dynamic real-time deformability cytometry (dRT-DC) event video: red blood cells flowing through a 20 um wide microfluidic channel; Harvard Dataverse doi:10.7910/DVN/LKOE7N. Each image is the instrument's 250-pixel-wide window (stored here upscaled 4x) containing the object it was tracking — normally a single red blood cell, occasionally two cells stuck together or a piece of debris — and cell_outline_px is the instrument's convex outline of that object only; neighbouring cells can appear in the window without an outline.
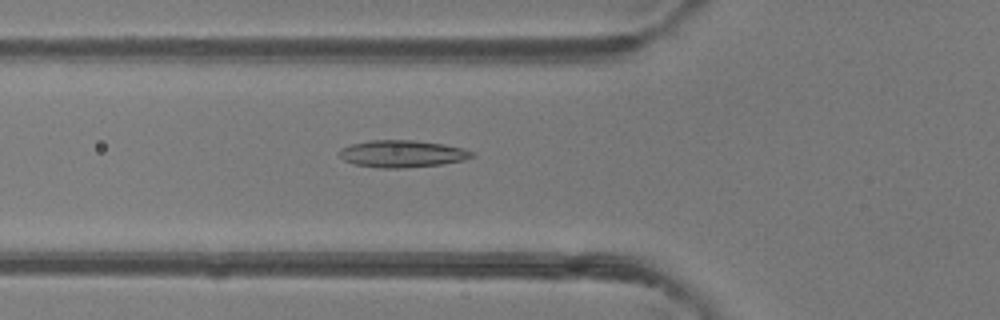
{"species": "common noctule bat (a hibernating species)", "species_latin": "Nyctalus noctula", "temperature_condition": "room temperature", "stored_images_in_passage": 48, "camera_frame_rate_fps": 3000, "um_per_image_px": 0.085, "animal": {"sex": "female"}, "frame": {"image": 1, "passage_image": 16, "time_ms": 5.0, "image_size_px": [1000, 320], "cell_outline_px": [[476, 156], [464, 160], [440, 164], [404, 168], [380, 168], [352, 164], [344, 160], [340, 156], [340, 148], [352, 144], [368, 140], [416, 140], [444, 144], [464, 148], [472, 152]], "centroid_in_image_um": [34.19, 13.07], "position_along_channel_um": 91.6, "area_um2": 21.04}}
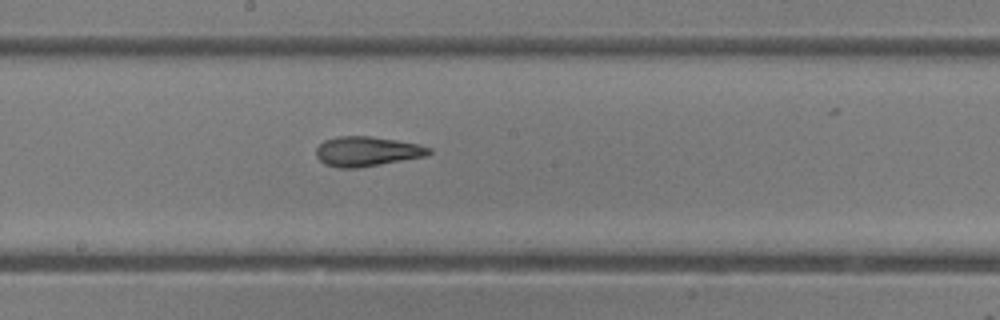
{"frame": {"image": 2, "passage_image": 25, "time_ms": 8.0, "image_size_px": [1000, 320], "cell_outline_px": [[432, 152], [424, 156], [380, 164], [356, 168], [340, 168], [324, 164], [316, 156], [316, 148], [324, 140], [340, 136], [368, 136], [396, 140], [420, 144], [432, 148]], "centroid_in_image_um": [31.18, 12.86], "position_along_channel_um": 217.0, "area_um2": 19.42}}
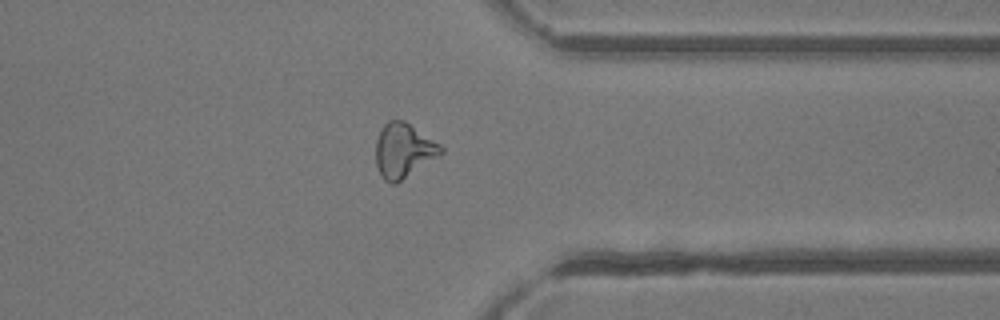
{"frame": {"image": 3, "passage_image": 37, "time_ms": 12.0, "image_size_px": [1000, 320], "cell_outline_px": [[444, 152], [440, 156], [396, 184], [392, 184], [384, 180], [380, 176], [376, 164], [376, 140], [384, 124], [388, 120], [404, 120], [440, 144], [444, 148]], "centroid_in_image_um": [34.31, 12.81], "position_along_channel_um": 377.1, "area_um2": 20.81}, "authors_computed_cell_mechanics": {"area_um2": 20.6346, "velocity_mm_per_s": 4.1542, "shape_relaxation_time_tau1_ms": null, "shape_relaxation_time_tau2_ms": 1.8515, "deformation_change_tau1": null, "deformation_change_tau2": 0.1001}}